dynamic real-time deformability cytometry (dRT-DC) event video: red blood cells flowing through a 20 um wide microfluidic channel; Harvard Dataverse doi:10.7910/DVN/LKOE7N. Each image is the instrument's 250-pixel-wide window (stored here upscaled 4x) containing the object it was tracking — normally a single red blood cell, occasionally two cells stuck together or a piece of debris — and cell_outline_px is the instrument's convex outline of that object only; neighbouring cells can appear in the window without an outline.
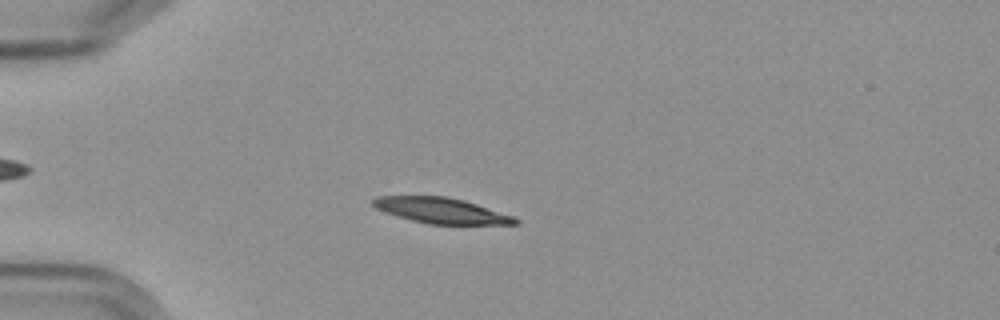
{"species": "Egyptian fruit bat (a non-hibernating species)", "species_latin": "Rousettus aegyptiacus", "temperature_condition": "cold", "stored_images_in_passage": 57, "camera_frame_rate_fps": 3000, "um_per_image_px": 0.085, "frame": {"image": 1, "passage_image": 16, "time_ms": 5.0, "image_size_px": [1000, 320], "cell_outline_px": [[520, 224], [428, 224], [412, 220], [384, 212], [376, 208], [372, 204], [372, 200], [376, 196], [444, 196], [464, 200], [516, 216], [520, 220]], "centroid_in_image_um": [37.55, 17.9], "position_along_channel_um": 47.5, "area_um2": 21.27}}
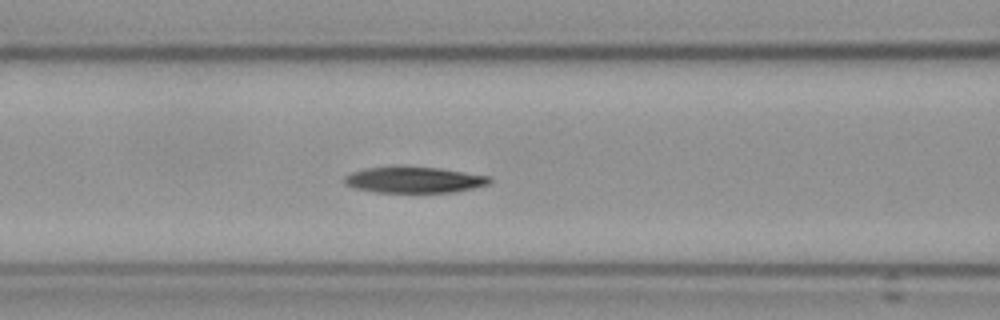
{"frame": {"image": 2, "passage_image": 25, "time_ms": 8.0, "image_size_px": [1000, 320], "cell_outline_px": [[492, 180], [488, 184], [472, 188], [452, 192], [376, 192], [356, 188], [344, 184], [344, 176], [352, 172], [364, 168], [440, 168], [492, 176]], "centroid_in_image_um": [35.23, 15.3], "position_along_channel_um": 131.4, "area_um2": 21.56}}
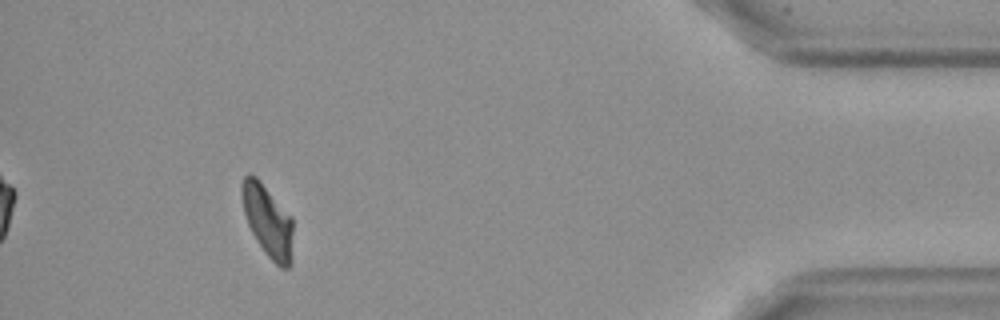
{"frame": {"image": 3, "passage_image": 53, "time_ms": 17.333, "image_size_px": [1000, 320], "cell_outline_px": [[292, 264], [288, 268], [280, 268], [264, 252], [256, 240], [248, 224], [244, 212], [240, 196], [240, 188], [244, 176], [248, 172], [256, 176], [292, 216]], "centroid_in_image_um": [22.75, 18.76], "position_along_channel_um": 412.5, "area_um2": 21.73}, "authors_computed_cell_mechanics": {"area_um2": 21.7906, "velocity_mm_per_s": 3.5701, "shape_relaxation_time_tau1_ms": 5.3212, "shape_relaxation_time_tau2_ms": 6.4617, "deformation_change_tau1": 0.1658, "deformation_change_tau2": 0.1304}}